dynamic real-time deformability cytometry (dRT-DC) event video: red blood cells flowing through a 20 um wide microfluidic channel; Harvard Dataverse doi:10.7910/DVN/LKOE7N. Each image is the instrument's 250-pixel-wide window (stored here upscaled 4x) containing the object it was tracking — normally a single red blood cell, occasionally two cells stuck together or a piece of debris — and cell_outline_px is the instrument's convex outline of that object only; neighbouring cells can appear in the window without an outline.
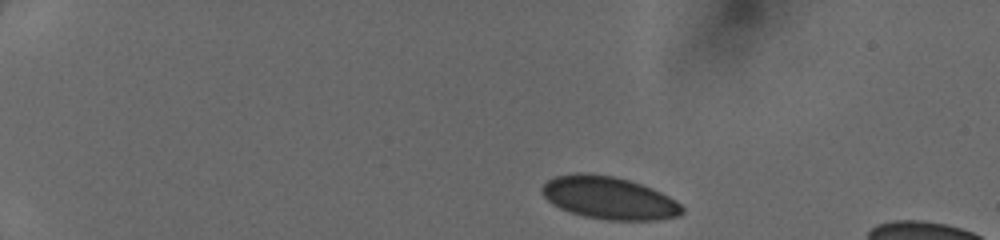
{"species": "human", "species_latin": "Homo sapiens", "temperature_condition": "cold", "stored_images_in_passage": 40, "camera_frame_rate_fps": 3000, "um_per_image_px": 0.085, "donor": {"sex": "female"}, "frame": {"image": 1, "passage_image": 1, "time_ms": 0.0, "image_size_px": [1000, 240], "cell_outline_px": [[684, 212], [680, 216], [656, 220], [608, 220], [584, 216], [560, 208], [552, 204], [540, 192], [540, 188], [548, 180], [556, 176], [572, 172], [588, 172], [616, 176], [652, 188], [676, 200], [684, 208]], "centroid_in_image_um": [51.76, 16.81], "position_along_channel_um": 33.2, "area_um2": 35.03}}
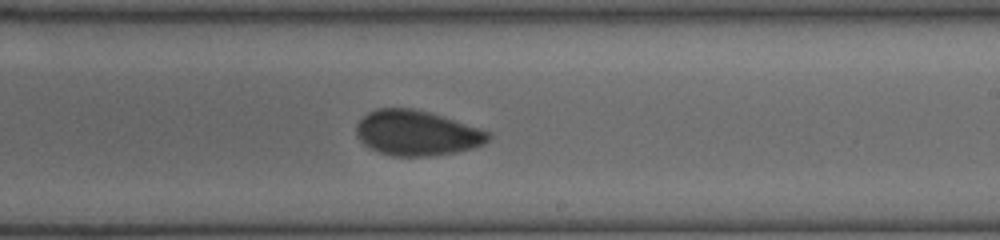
{"frame": {"image": 2, "passage_image": 23, "time_ms": 7.333, "image_size_px": [1000, 240], "cell_outline_px": [[492, 136], [484, 144], [476, 148], [456, 152], [432, 156], [392, 156], [380, 152], [364, 144], [356, 136], [356, 124], [368, 112], [376, 108], [412, 108], [428, 112], [480, 128], [488, 132]], "centroid_in_image_um": [35.43, 11.31], "position_along_channel_um": 253.6, "area_um2": 34.68}}
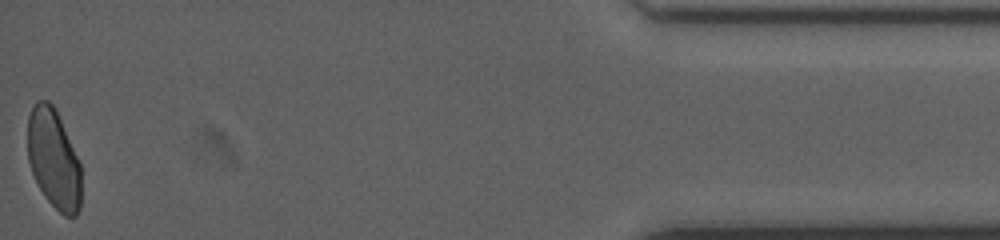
{"frame": {"image": 3, "passage_image": 40, "time_ms": 13.0, "image_size_px": [1000, 240], "cell_outline_px": [[80, 208], [76, 216], [64, 216], [44, 196], [32, 172], [28, 160], [28, 116], [36, 100], [48, 100], [56, 108], [80, 164]], "centroid_in_image_um": [4.56, 13.49], "position_along_channel_um": 430.6, "area_um2": 30.87}}